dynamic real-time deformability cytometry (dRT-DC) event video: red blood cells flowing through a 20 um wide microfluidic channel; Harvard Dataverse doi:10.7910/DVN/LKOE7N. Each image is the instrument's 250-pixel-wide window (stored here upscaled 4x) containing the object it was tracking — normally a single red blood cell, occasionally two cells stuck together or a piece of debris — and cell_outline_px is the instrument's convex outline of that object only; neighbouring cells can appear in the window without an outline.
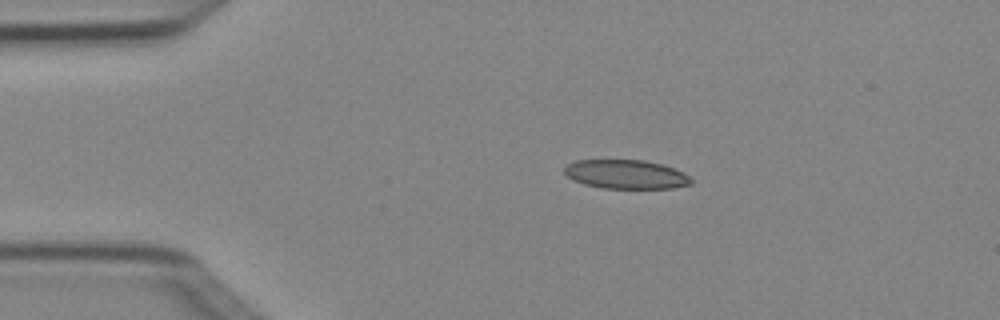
{"species": "Egyptian fruit bat (a non-hibernating species)", "species_latin": "Rousettus aegyptiacus", "temperature_condition": "cold", "stored_images_in_passage": 4, "camera_frame_rate_fps": 3000, "um_per_image_px": 0.085, "animal": {"sex": "female"}, "frame": {"image": 1, "passage_image": 3, "time_ms": 0.667, "image_size_px": [1000, 320], "cell_outline_px": [[692, 184], [672, 188], [604, 188], [584, 184], [568, 176], [564, 172], [564, 168], [568, 164], [576, 160], [644, 160], [660, 164], [684, 172], [692, 180]], "centroid_in_image_um": [53.22, 14.81], "position_along_channel_um": 31.8, "area_um2": 21.15}}
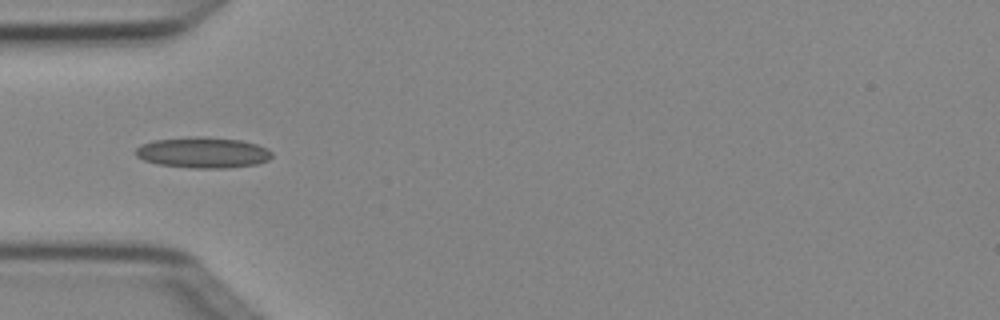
{"frame": {"image": 2, "passage_image": 4, "time_ms": 1.0, "image_size_px": [1000, 320], "cell_outline_px": [[272, 156], [268, 160], [256, 164], [228, 168], [192, 168], [160, 164], [144, 160], [136, 156], [136, 148], [140, 144], [152, 140], [204, 136], [240, 140], [256, 144], [268, 148], [272, 152]], "centroid_in_image_um": [17.26, 12.96], "position_along_channel_um": 67.7, "area_um2": 24.45}}